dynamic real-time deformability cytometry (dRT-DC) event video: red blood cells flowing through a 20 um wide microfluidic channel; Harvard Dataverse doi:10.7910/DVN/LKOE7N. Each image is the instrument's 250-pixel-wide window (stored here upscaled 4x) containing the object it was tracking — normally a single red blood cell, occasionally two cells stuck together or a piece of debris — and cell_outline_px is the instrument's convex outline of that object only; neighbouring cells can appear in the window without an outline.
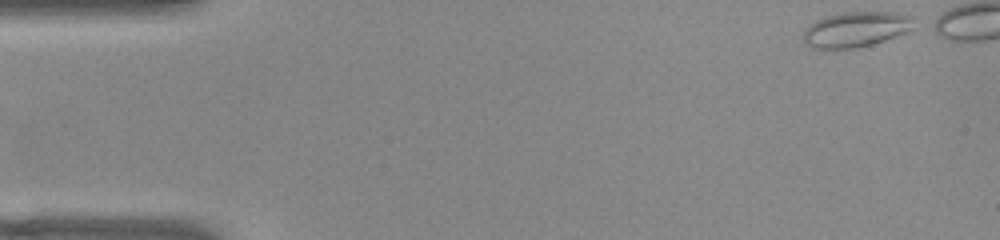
{"species": "common noctule bat (a hibernating species)", "species_latin": "Nyctalus noctula", "temperature_condition": "warm", "stored_images_in_passage": 28, "camera_frame_rate_fps": 3000, "um_per_image_px": 0.085, "animal": {"sex": "female", "body_mass_g": 22.0, "forearm_length_mm": 56.7}, "frame": {"image": 1, "passage_image": 1, "time_ms": 0.0, "image_size_px": [1000, 240], "cell_outline_px": [[912, 28], [908, 32], [872, 44], [856, 48], [812, 48], [804, 44], [804, 32], [808, 24], [816, 20], [828, 16], [844, 12], [896, 12], [912, 16]], "centroid_in_image_um": [72.74, 2.49], "position_along_channel_um": 12.3, "area_um2": 22.6}}
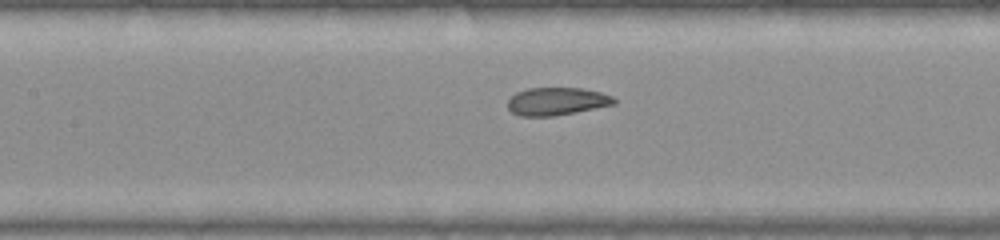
{"frame": {"image": 2, "passage_image": 21, "time_ms": 6.667, "image_size_px": [1000, 240], "cell_outline_px": [[616, 104], [556, 116], [520, 116], [512, 112], [508, 108], [508, 100], [516, 92], [528, 88], [580, 88], [600, 92], [612, 96], [616, 100]], "centroid_in_image_um": [47.32, 8.62], "position_along_channel_um": 160.1, "area_um2": 17.22}}
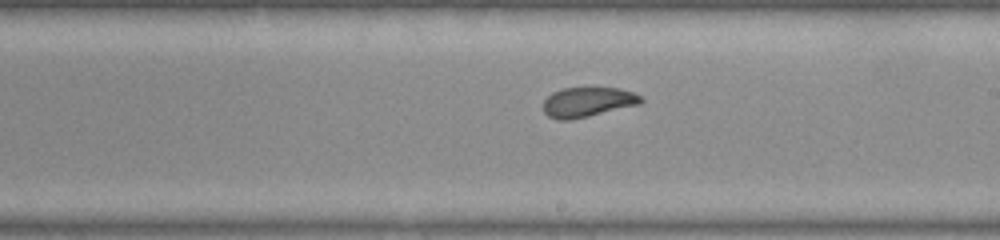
{"frame": {"image": 3, "passage_image": 27, "time_ms": 8.667, "image_size_px": [1000, 240], "cell_outline_px": [[644, 100], [640, 104], [572, 120], [556, 120], [548, 116], [544, 112], [544, 100], [552, 92], [564, 88], [616, 88], [632, 92], [640, 96]], "centroid_in_image_um": [49.93, 8.69], "position_along_channel_um": 239.1, "area_um2": 16.88}}